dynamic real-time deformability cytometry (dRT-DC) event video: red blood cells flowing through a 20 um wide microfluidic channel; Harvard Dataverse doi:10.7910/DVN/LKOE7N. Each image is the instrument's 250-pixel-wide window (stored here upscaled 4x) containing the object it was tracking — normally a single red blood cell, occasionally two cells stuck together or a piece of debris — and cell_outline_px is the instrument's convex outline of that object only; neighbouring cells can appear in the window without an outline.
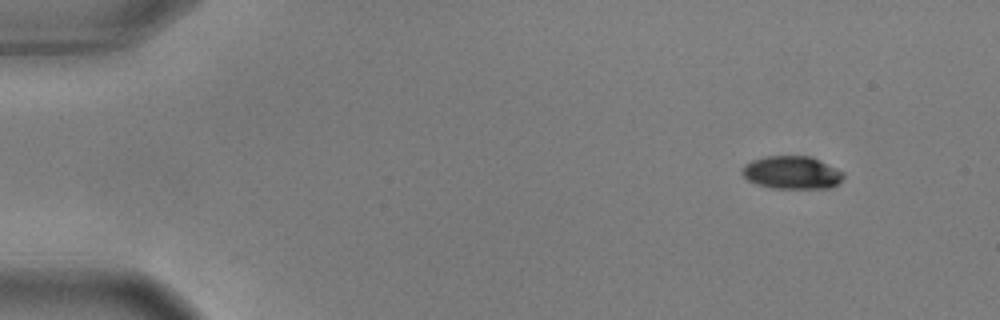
{"species": "common noctule bat (a hibernating species)", "species_latin": "Nyctalus noctula", "temperature_condition": "warm", "stored_images_in_passage": 51, "camera_frame_rate_fps": 3000, "um_per_image_px": 0.085, "animal": {"sex": "male", "body_mass_g": 17.9, "forearm_length_mm": 54.2}, "frame": {"image": 1, "passage_image": 1, "time_ms": 0.0, "image_size_px": [1000, 320], "cell_outline_px": [[844, 176], [832, 188], [776, 188], [756, 184], [748, 180], [740, 172], [740, 168], [744, 164], [752, 160], [764, 156], [812, 156], [844, 172]], "centroid_in_image_um": [67.28, 14.66], "position_along_channel_um": 17.7, "area_um2": 19.54}}
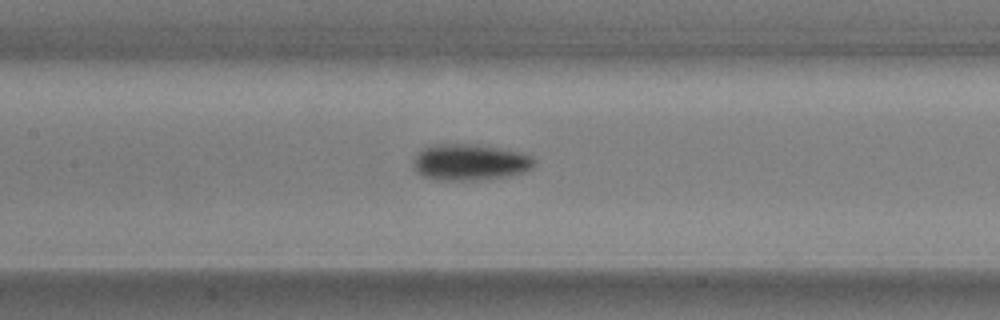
{"frame": {"image": 2, "passage_image": 22, "time_ms": 7.0, "image_size_px": [1000, 320], "cell_outline_px": [[536, 164], [532, 168], [524, 172], [508, 176], [476, 180], [436, 180], [424, 176], [416, 172], [412, 168], [412, 160], [416, 152], [424, 148], [436, 144], [476, 144], [520, 152], [532, 156], [536, 160]], "centroid_in_image_um": [39.92, 13.79], "position_along_channel_um": 167.5, "area_um2": 25.89}}
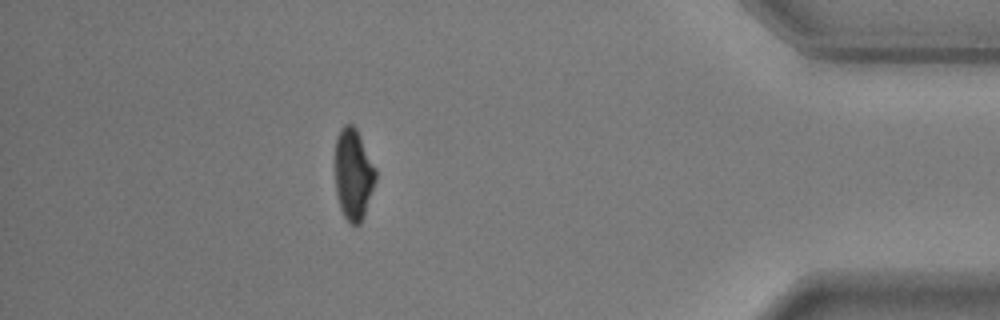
{"frame": {"image": 3, "passage_image": 45, "time_ms": 14.667, "image_size_px": [1000, 320], "cell_outline_px": [[376, 180], [364, 216], [360, 224], [352, 224], [344, 216], [340, 208], [336, 196], [336, 136], [340, 128], [344, 124], [352, 124], [356, 128], [376, 168]], "centroid_in_image_um": [30.04, 14.8], "position_along_channel_um": 405.2, "area_um2": 21.5}, "authors_computed_cell_mechanics": {"area_um2": 22.542, "velocity_mm_per_s": 3.6475, "shape_relaxation_time_tau1_ms": 2.1297, "shape_relaxation_time_tau2_ms": 3.8897, "deformation_change_tau1": 0.1477, "deformation_change_tau2": 0.0721}}